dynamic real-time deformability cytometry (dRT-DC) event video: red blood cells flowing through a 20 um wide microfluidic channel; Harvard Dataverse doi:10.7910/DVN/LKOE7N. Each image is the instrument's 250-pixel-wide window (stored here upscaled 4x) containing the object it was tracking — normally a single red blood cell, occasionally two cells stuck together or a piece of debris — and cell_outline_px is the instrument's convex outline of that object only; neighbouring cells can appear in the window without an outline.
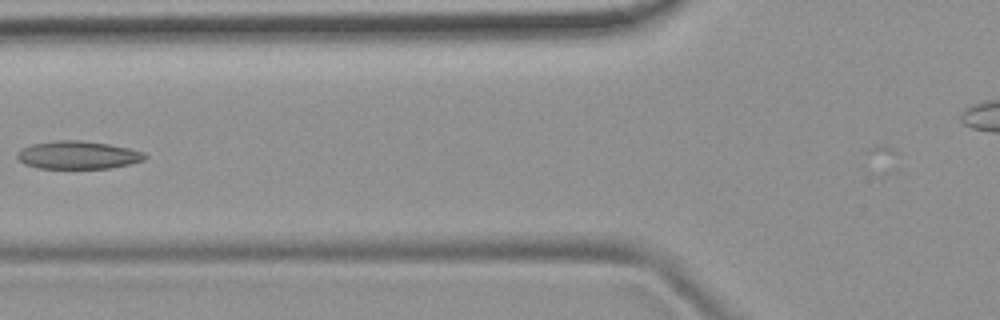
{"species": "common noctule bat (a hibernating species)", "species_latin": "Nyctalus noctula", "temperature_condition": "room temperature", "stored_images_in_passage": 3, "camera_frame_rate_fps": 3000, "um_per_image_px": 0.085, "animal": {"sex": "female", "body_mass_g": 19.9}, "frame": {"image": 1, "passage_image": 3, "time_ms": 2.333, "image_size_px": [1000, 320], "cell_outline_px": [[148, 156], [144, 160], [112, 168], [36, 168], [24, 164], [16, 156], [16, 152], [32, 144], [56, 140], [80, 140], [108, 144], [128, 148], [144, 152]], "centroid_in_image_um": [6.62, 13.18], "position_along_channel_um": 119.2, "area_um2": 20.75}}